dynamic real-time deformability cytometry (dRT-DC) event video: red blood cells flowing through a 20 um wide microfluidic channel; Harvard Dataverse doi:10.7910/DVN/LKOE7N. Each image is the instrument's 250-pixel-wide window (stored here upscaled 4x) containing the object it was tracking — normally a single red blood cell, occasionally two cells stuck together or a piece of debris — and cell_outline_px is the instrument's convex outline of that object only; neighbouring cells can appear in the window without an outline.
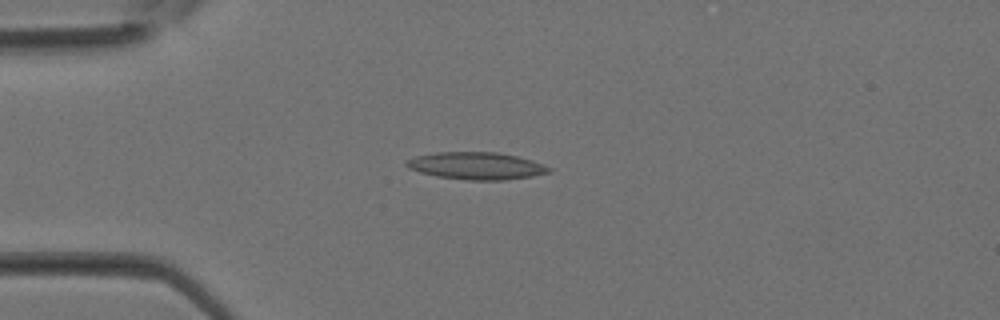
{"species": "Egyptian fruit bat (a non-hibernating species)", "species_latin": "Rousettus aegyptiacus", "temperature_condition": "room temperature", "stored_images_in_passage": 24, "camera_frame_rate_fps": 3000, "um_per_image_px": 0.085, "animal": {"sex": "female"}, "frame": {"image": 1, "passage_image": 1, "time_ms": 0.0, "image_size_px": [1000, 320], "cell_outline_px": [[552, 172], [532, 176], [504, 180], [468, 180], [436, 176], [420, 172], [408, 168], [404, 164], [404, 160], [416, 156], [436, 152], [496, 152], [516, 156], [532, 160], [544, 164], [552, 168]], "centroid_in_image_um": [40.49, 14.09], "position_along_channel_um": 44.5, "area_um2": 22.77}}
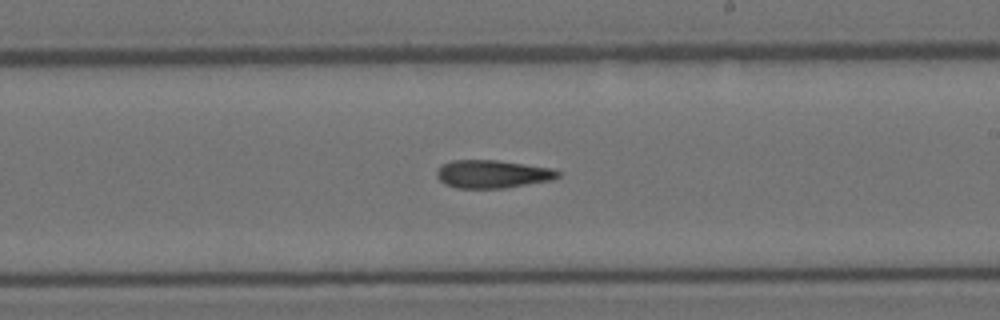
{"frame": {"image": 2, "passage_image": 13, "time_ms": 4.0, "image_size_px": [1000, 320], "cell_outline_px": [[560, 176], [552, 180], [504, 188], [456, 188], [444, 184], [436, 176], [436, 172], [444, 164], [452, 160], [496, 160], [552, 168], [560, 172]], "centroid_in_image_um": [41.86, 14.8], "position_along_channel_um": 247.1, "area_um2": 19.71}}
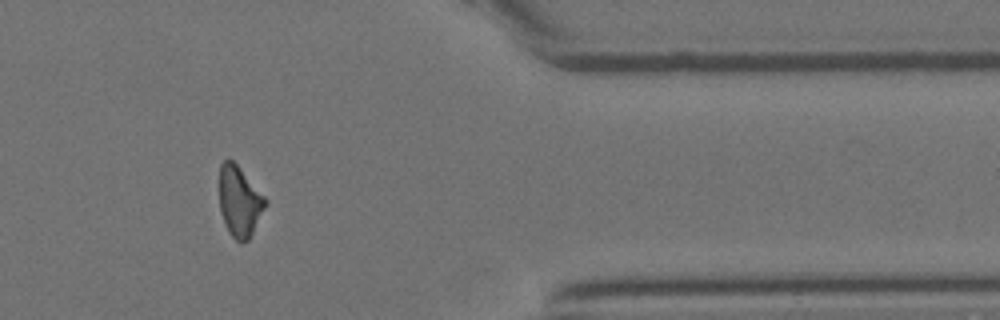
{"frame": {"image": 3, "passage_image": 22, "time_ms": 7.0, "image_size_px": [1000, 320], "cell_outline_px": [[268, 200], [248, 240], [236, 240], [228, 232], [220, 208], [220, 164], [228, 156], [236, 164]], "centroid_in_image_um": [20.34, 17.07], "position_along_channel_um": 391.1, "area_um2": 18.38}}